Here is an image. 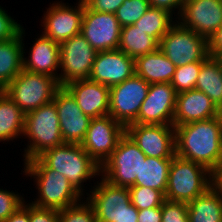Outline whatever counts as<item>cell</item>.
<instances>
[{
  "label": "cell",
  "mask_w": 222,
  "mask_h": 222,
  "mask_svg": "<svg viewBox=\"0 0 222 222\" xmlns=\"http://www.w3.org/2000/svg\"><path fill=\"white\" fill-rule=\"evenodd\" d=\"M172 16L173 14L166 10L149 7L145 14L133 25L160 42L161 38L175 23Z\"/></svg>",
  "instance_id": "30"
},
{
  "label": "cell",
  "mask_w": 222,
  "mask_h": 222,
  "mask_svg": "<svg viewBox=\"0 0 222 222\" xmlns=\"http://www.w3.org/2000/svg\"><path fill=\"white\" fill-rule=\"evenodd\" d=\"M183 3L184 0H149L150 7L163 9L171 14L178 8L179 11L177 15H180Z\"/></svg>",
  "instance_id": "41"
},
{
  "label": "cell",
  "mask_w": 222,
  "mask_h": 222,
  "mask_svg": "<svg viewBox=\"0 0 222 222\" xmlns=\"http://www.w3.org/2000/svg\"><path fill=\"white\" fill-rule=\"evenodd\" d=\"M121 28L114 13L93 11L84 2L80 34L97 52L118 49Z\"/></svg>",
  "instance_id": "12"
},
{
  "label": "cell",
  "mask_w": 222,
  "mask_h": 222,
  "mask_svg": "<svg viewBox=\"0 0 222 222\" xmlns=\"http://www.w3.org/2000/svg\"><path fill=\"white\" fill-rule=\"evenodd\" d=\"M23 203L24 198L18 193L0 189V222H4Z\"/></svg>",
  "instance_id": "36"
},
{
  "label": "cell",
  "mask_w": 222,
  "mask_h": 222,
  "mask_svg": "<svg viewBox=\"0 0 222 222\" xmlns=\"http://www.w3.org/2000/svg\"><path fill=\"white\" fill-rule=\"evenodd\" d=\"M142 159H146V155L125 133L101 166V175L112 185L129 188L139 177Z\"/></svg>",
  "instance_id": "8"
},
{
  "label": "cell",
  "mask_w": 222,
  "mask_h": 222,
  "mask_svg": "<svg viewBox=\"0 0 222 222\" xmlns=\"http://www.w3.org/2000/svg\"><path fill=\"white\" fill-rule=\"evenodd\" d=\"M39 37L36 38L28 59L23 58V69L32 73L51 76L58 80L56 71L60 68V45L43 33Z\"/></svg>",
  "instance_id": "22"
},
{
  "label": "cell",
  "mask_w": 222,
  "mask_h": 222,
  "mask_svg": "<svg viewBox=\"0 0 222 222\" xmlns=\"http://www.w3.org/2000/svg\"><path fill=\"white\" fill-rule=\"evenodd\" d=\"M172 158L146 157L142 159L139 177L134 186H144L166 193Z\"/></svg>",
  "instance_id": "26"
},
{
  "label": "cell",
  "mask_w": 222,
  "mask_h": 222,
  "mask_svg": "<svg viewBox=\"0 0 222 222\" xmlns=\"http://www.w3.org/2000/svg\"><path fill=\"white\" fill-rule=\"evenodd\" d=\"M64 87L76 99L82 112L90 118L109 115L110 87L90 79L73 81Z\"/></svg>",
  "instance_id": "20"
},
{
  "label": "cell",
  "mask_w": 222,
  "mask_h": 222,
  "mask_svg": "<svg viewBox=\"0 0 222 222\" xmlns=\"http://www.w3.org/2000/svg\"><path fill=\"white\" fill-rule=\"evenodd\" d=\"M129 193L131 203L138 210L160 207L166 200L161 191L144 186H130Z\"/></svg>",
  "instance_id": "31"
},
{
  "label": "cell",
  "mask_w": 222,
  "mask_h": 222,
  "mask_svg": "<svg viewBox=\"0 0 222 222\" xmlns=\"http://www.w3.org/2000/svg\"><path fill=\"white\" fill-rule=\"evenodd\" d=\"M162 206L138 210L137 222H161Z\"/></svg>",
  "instance_id": "42"
},
{
  "label": "cell",
  "mask_w": 222,
  "mask_h": 222,
  "mask_svg": "<svg viewBox=\"0 0 222 222\" xmlns=\"http://www.w3.org/2000/svg\"><path fill=\"white\" fill-rule=\"evenodd\" d=\"M87 201L93 206L97 222H115L131 204L128 187L110 184L103 177L93 186Z\"/></svg>",
  "instance_id": "18"
},
{
  "label": "cell",
  "mask_w": 222,
  "mask_h": 222,
  "mask_svg": "<svg viewBox=\"0 0 222 222\" xmlns=\"http://www.w3.org/2000/svg\"><path fill=\"white\" fill-rule=\"evenodd\" d=\"M124 134L125 127L110 115L91 118L81 146L99 166H102Z\"/></svg>",
  "instance_id": "11"
},
{
  "label": "cell",
  "mask_w": 222,
  "mask_h": 222,
  "mask_svg": "<svg viewBox=\"0 0 222 222\" xmlns=\"http://www.w3.org/2000/svg\"><path fill=\"white\" fill-rule=\"evenodd\" d=\"M53 101L57 109L63 141L81 144L91 118L82 112L76 99L65 87L61 86L56 91Z\"/></svg>",
  "instance_id": "17"
},
{
  "label": "cell",
  "mask_w": 222,
  "mask_h": 222,
  "mask_svg": "<svg viewBox=\"0 0 222 222\" xmlns=\"http://www.w3.org/2000/svg\"><path fill=\"white\" fill-rule=\"evenodd\" d=\"M60 68L58 83L64 87L66 84L89 79L97 51L88 41L78 34L60 44Z\"/></svg>",
  "instance_id": "9"
},
{
  "label": "cell",
  "mask_w": 222,
  "mask_h": 222,
  "mask_svg": "<svg viewBox=\"0 0 222 222\" xmlns=\"http://www.w3.org/2000/svg\"><path fill=\"white\" fill-rule=\"evenodd\" d=\"M30 222H59V210L42 208L30 203Z\"/></svg>",
  "instance_id": "38"
},
{
  "label": "cell",
  "mask_w": 222,
  "mask_h": 222,
  "mask_svg": "<svg viewBox=\"0 0 222 222\" xmlns=\"http://www.w3.org/2000/svg\"><path fill=\"white\" fill-rule=\"evenodd\" d=\"M4 92V89L0 86V95Z\"/></svg>",
  "instance_id": "46"
},
{
  "label": "cell",
  "mask_w": 222,
  "mask_h": 222,
  "mask_svg": "<svg viewBox=\"0 0 222 222\" xmlns=\"http://www.w3.org/2000/svg\"><path fill=\"white\" fill-rule=\"evenodd\" d=\"M149 87L150 84L136 74L110 87L109 115L124 127L134 123Z\"/></svg>",
  "instance_id": "10"
},
{
  "label": "cell",
  "mask_w": 222,
  "mask_h": 222,
  "mask_svg": "<svg viewBox=\"0 0 222 222\" xmlns=\"http://www.w3.org/2000/svg\"><path fill=\"white\" fill-rule=\"evenodd\" d=\"M161 222H188L187 203L165 200Z\"/></svg>",
  "instance_id": "35"
},
{
  "label": "cell",
  "mask_w": 222,
  "mask_h": 222,
  "mask_svg": "<svg viewBox=\"0 0 222 222\" xmlns=\"http://www.w3.org/2000/svg\"><path fill=\"white\" fill-rule=\"evenodd\" d=\"M0 6V41L11 40L15 38L22 28L20 24L15 22Z\"/></svg>",
  "instance_id": "37"
},
{
  "label": "cell",
  "mask_w": 222,
  "mask_h": 222,
  "mask_svg": "<svg viewBox=\"0 0 222 222\" xmlns=\"http://www.w3.org/2000/svg\"><path fill=\"white\" fill-rule=\"evenodd\" d=\"M135 74V59L119 49L99 51L96 54L90 80L112 87Z\"/></svg>",
  "instance_id": "19"
},
{
  "label": "cell",
  "mask_w": 222,
  "mask_h": 222,
  "mask_svg": "<svg viewBox=\"0 0 222 222\" xmlns=\"http://www.w3.org/2000/svg\"><path fill=\"white\" fill-rule=\"evenodd\" d=\"M25 113L3 92L0 95V141L14 140L24 133Z\"/></svg>",
  "instance_id": "29"
},
{
  "label": "cell",
  "mask_w": 222,
  "mask_h": 222,
  "mask_svg": "<svg viewBox=\"0 0 222 222\" xmlns=\"http://www.w3.org/2000/svg\"><path fill=\"white\" fill-rule=\"evenodd\" d=\"M23 203L4 222H30V204Z\"/></svg>",
  "instance_id": "44"
},
{
  "label": "cell",
  "mask_w": 222,
  "mask_h": 222,
  "mask_svg": "<svg viewBox=\"0 0 222 222\" xmlns=\"http://www.w3.org/2000/svg\"><path fill=\"white\" fill-rule=\"evenodd\" d=\"M66 3H53L43 18L42 32L56 43H61L81 33L84 15V0H79L75 8Z\"/></svg>",
  "instance_id": "15"
},
{
  "label": "cell",
  "mask_w": 222,
  "mask_h": 222,
  "mask_svg": "<svg viewBox=\"0 0 222 222\" xmlns=\"http://www.w3.org/2000/svg\"><path fill=\"white\" fill-rule=\"evenodd\" d=\"M22 27L11 40L0 41V86L4 89L23 69L24 44Z\"/></svg>",
  "instance_id": "24"
},
{
  "label": "cell",
  "mask_w": 222,
  "mask_h": 222,
  "mask_svg": "<svg viewBox=\"0 0 222 222\" xmlns=\"http://www.w3.org/2000/svg\"><path fill=\"white\" fill-rule=\"evenodd\" d=\"M175 21L159 42L161 52L176 67L204 62L209 57L208 40Z\"/></svg>",
  "instance_id": "7"
},
{
  "label": "cell",
  "mask_w": 222,
  "mask_h": 222,
  "mask_svg": "<svg viewBox=\"0 0 222 222\" xmlns=\"http://www.w3.org/2000/svg\"><path fill=\"white\" fill-rule=\"evenodd\" d=\"M25 175L32 176L38 189V198L32 204L42 208L61 210L81 201V194L67 177L50 169L39 157L24 162Z\"/></svg>",
  "instance_id": "2"
},
{
  "label": "cell",
  "mask_w": 222,
  "mask_h": 222,
  "mask_svg": "<svg viewBox=\"0 0 222 222\" xmlns=\"http://www.w3.org/2000/svg\"><path fill=\"white\" fill-rule=\"evenodd\" d=\"M208 54L212 57H219L222 54V26L208 39Z\"/></svg>",
  "instance_id": "40"
},
{
  "label": "cell",
  "mask_w": 222,
  "mask_h": 222,
  "mask_svg": "<svg viewBox=\"0 0 222 222\" xmlns=\"http://www.w3.org/2000/svg\"><path fill=\"white\" fill-rule=\"evenodd\" d=\"M149 7V0H125L115 15L121 27H125L137 22Z\"/></svg>",
  "instance_id": "33"
},
{
  "label": "cell",
  "mask_w": 222,
  "mask_h": 222,
  "mask_svg": "<svg viewBox=\"0 0 222 222\" xmlns=\"http://www.w3.org/2000/svg\"><path fill=\"white\" fill-rule=\"evenodd\" d=\"M159 48V42L149 36L142 29L134 25L121 28L120 42L118 49L129 57L136 59Z\"/></svg>",
  "instance_id": "28"
},
{
  "label": "cell",
  "mask_w": 222,
  "mask_h": 222,
  "mask_svg": "<svg viewBox=\"0 0 222 222\" xmlns=\"http://www.w3.org/2000/svg\"><path fill=\"white\" fill-rule=\"evenodd\" d=\"M195 89L205 93L222 111V61L209 56L202 64Z\"/></svg>",
  "instance_id": "25"
},
{
  "label": "cell",
  "mask_w": 222,
  "mask_h": 222,
  "mask_svg": "<svg viewBox=\"0 0 222 222\" xmlns=\"http://www.w3.org/2000/svg\"><path fill=\"white\" fill-rule=\"evenodd\" d=\"M202 64L203 62H194L176 67L170 83L177 93L195 89Z\"/></svg>",
  "instance_id": "32"
},
{
  "label": "cell",
  "mask_w": 222,
  "mask_h": 222,
  "mask_svg": "<svg viewBox=\"0 0 222 222\" xmlns=\"http://www.w3.org/2000/svg\"><path fill=\"white\" fill-rule=\"evenodd\" d=\"M23 136L30 140L24 151V162L64 143L54 101L25 114Z\"/></svg>",
  "instance_id": "4"
},
{
  "label": "cell",
  "mask_w": 222,
  "mask_h": 222,
  "mask_svg": "<svg viewBox=\"0 0 222 222\" xmlns=\"http://www.w3.org/2000/svg\"><path fill=\"white\" fill-rule=\"evenodd\" d=\"M178 22L208 40L222 26V0H184Z\"/></svg>",
  "instance_id": "16"
},
{
  "label": "cell",
  "mask_w": 222,
  "mask_h": 222,
  "mask_svg": "<svg viewBox=\"0 0 222 222\" xmlns=\"http://www.w3.org/2000/svg\"><path fill=\"white\" fill-rule=\"evenodd\" d=\"M174 128L176 156L209 171L222 160V114Z\"/></svg>",
  "instance_id": "1"
},
{
  "label": "cell",
  "mask_w": 222,
  "mask_h": 222,
  "mask_svg": "<svg viewBox=\"0 0 222 222\" xmlns=\"http://www.w3.org/2000/svg\"><path fill=\"white\" fill-rule=\"evenodd\" d=\"M222 111L203 92L196 89L177 93L173 126L217 117Z\"/></svg>",
  "instance_id": "21"
},
{
  "label": "cell",
  "mask_w": 222,
  "mask_h": 222,
  "mask_svg": "<svg viewBox=\"0 0 222 222\" xmlns=\"http://www.w3.org/2000/svg\"><path fill=\"white\" fill-rule=\"evenodd\" d=\"M211 187L210 171L204 166L174 156L168 175L165 199L189 203Z\"/></svg>",
  "instance_id": "5"
},
{
  "label": "cell",
  "mask_w": 222,
  "mask_h": 222,
  "mask_svg": "<svg viewBox=\"0 0 222 222\" xmlns=\"http://www.w3.org/2000/svg\"><path fill=\"white\" fill-rule=\"evenodd\" d=\"M138 209L131 203L126 207L123 215L115 222H137Z\"/></svg>",
  "instance_id": "45"
},
{
  "label": "cell",
  "mask_w": 222,
  "mask_h": 222,
  "mask_svg": "<svg viewBox=\"0 0 222 222\" xmlns=\"http://www.w3.org/2000/svg\"><path fill=\"white\" fill-rule=\"evenodd\" d=\"M125 0H84L85 4L93 11L116 13Z\"/></svg>",
  "instance_id": "39"
},
{
  "label": "cell",
  "mask_w": 222,
  "mask_h": 222,
  "mask_svg": "<svg viewBox=\"0 0 222 222\" xmlns=\"http://www.w3.org/2000/svg\"><path fill=\"white\" fill-rule=\"evenodd\" d=\"M176 99L177 92L171 83L150 84L137 120L132 124L173 125Z\"/></svg>",
  "instance_id": "14"
},
{
  "label": "cell",
  "mask_w": 222,
  "mask_h": 222,
  "mask_svg": "<svg viewBox=\"0 0 222 222\" xmlns=\"http://www.w3.org/2000/svg\"><path fill=\"white\" fill-rule=\"evenodd\" d=\"M60 87L54 77L22 69L4 92L26 114L53 101Z\"/></svg>",
  "instance_id": "6"
},
{
  "label": "cell",
  "mask_w": 222,
  "mask_h": 222,
  "mask_svg": "<svg viewBox=\"0 0 222 222\" xmlns=\"http://www.w3.org/2000/svg\"><path fill=\"white\" fill-rule=\"evenodd\" d=\"M211 188L222 198V160L210 171Z\"/></svg>",
  "instance_id": "43"
},
{
  "label": "cell",
  "mask_w": 222,
  "mask_h": 222,
  "mask_svg": "<svg viewBox=\"0 0 222 222\" xmlns=\"http://www.w3.org/2000/svg\"><path fill=\"white\" fill-rule=\"evenodd\" d=\"M125 133L146 157L173 158L175 156V128L173 125L129 124Z\"/></svg>",
  "instance_id": "13"
},
{
  "label": "cell",
  "mask_w": 222,
  "mask_h": 222,
  "mask_svg": "<svg viewBox=\"0 0 222 222\" xmlns=\"http://www.w3.org/2000/svg\"><path fill=\"white\" fill-rule=\"evenodd\" d=\"M59 222H97L93 206L86 200L59 210Z\"/></svg>",
  "instance_id": "34"
},
{
  "label": "cell",
  "mask_w": 222,
  "mask_h": 222,
  "mask_svg": "<svg viewBox=\"0 0 222 222\" xmlns=\"http://www.w3.org/2000/svg\"><path fill=\"white\" fill-rule=\"evenodd\" d=\"M188 222H222V198L211 187L187 204Z\"/></svg>",
  "instance_id": "27"
},
{
  "label": "cell",
  "mask_w": 222,
  "mask_h": 222,
  "mask_svg": "<svg viewBox=\"0 0 222 222\" xmlns=\"http://www.w3.org/2000/svg\"><path fill=\"white\" fill-rule=\"evenodd\" d=\"M39 158L50 168L66 176L74 188L83 195L82 183L101 174L96 163L81 144L66 143L46 150Z\"/></svg>",
  "instance_id": "3"
},
{
  "label": "cell",
  "mask_w": 222,
  "mask_h": 222,
  "mask_svg": "<svg viewBox=\"0 0 222 222\" xmlns=\"http://www.w3.org/2000/svg\"><path fill=\"white\" fill-rule=\"evenodd\" d=\"M175 69L176 66L159 48L135 59V74L149 84L170 83Z\"/></svg>",
  "instance_id": "23"
}]
</instances>
